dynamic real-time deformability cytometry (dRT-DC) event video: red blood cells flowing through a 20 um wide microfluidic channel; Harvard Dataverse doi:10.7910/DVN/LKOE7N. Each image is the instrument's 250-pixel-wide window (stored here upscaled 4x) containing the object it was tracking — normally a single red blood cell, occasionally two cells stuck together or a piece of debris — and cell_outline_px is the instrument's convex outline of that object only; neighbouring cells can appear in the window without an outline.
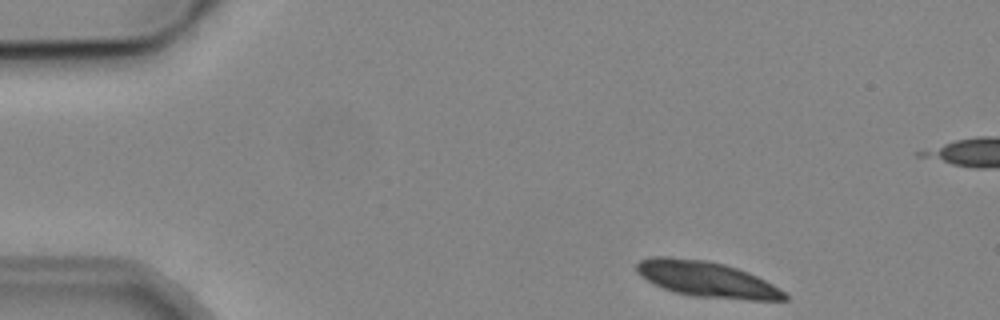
{"species": "common noctule bat (a hibernating species)", "species_latin": "Nyctalus noctula", "temperature_condition": "cold", "stored_images_in_passage": 5, "camera_frame_rate_fps": 3000, "um_per_image_px": 0.085, "animal": {"sex": "male", "body_mass_g": 19.2, "forearm_length_mm": 51.8}, "frame": {"image": 1, "passage_image": 1, "time_ms": 0.0, "image_size_px": [1000, 320], "cell_outline_px": [[788, 300], [748, 300], [692, 296], [672, 292], [640, 276], [636, 272], [636, 264], [640, 260], [648, 256], [668, 256], [708, 260], [724, 264], [748, 272], [772, 284], [784, 292], [788, 296]], "centroid_in_image_um": [60.03, 23.73], "position_along_channel_um": 25.0, "area_um2": 30.87}}